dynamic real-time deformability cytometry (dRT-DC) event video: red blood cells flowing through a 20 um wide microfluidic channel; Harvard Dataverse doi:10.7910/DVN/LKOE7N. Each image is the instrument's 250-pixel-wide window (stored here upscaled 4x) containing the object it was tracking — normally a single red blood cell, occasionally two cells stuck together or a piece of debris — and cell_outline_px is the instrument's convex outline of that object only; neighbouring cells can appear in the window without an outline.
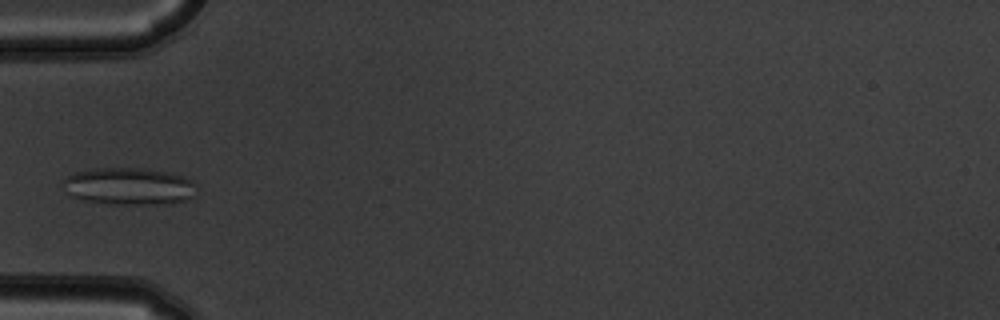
{"species": "common noctule bat (a hibernating species)", "species_latin": "Nyctalus noctula", "temperature_condition": "warm", "stored_images_in_passage": 4, "camera_frame_rate_fps": 3000, "um_per_image_px": 0.085, "animal": {"sex": "male", "body_mass_g": 19.5, "forearm_length_mm": 54.6}, "frame": {"image": 1, "passage_image": 4, "time_ms": 1.0, "image_size_px": [1000, 320], "cell_outline_px": [[196, 184], [192, 196], [184, 200], [172, 204], [112, 204], [84, 200], [68, 196], [64, 180], [72, 172], [96, 168], [144, 168], [168, 172], [192, 180]], "centroid_in_image_um": [10.95, 15.83], "position_along_channel_um": 74.1, "area_um2": 28.9}}